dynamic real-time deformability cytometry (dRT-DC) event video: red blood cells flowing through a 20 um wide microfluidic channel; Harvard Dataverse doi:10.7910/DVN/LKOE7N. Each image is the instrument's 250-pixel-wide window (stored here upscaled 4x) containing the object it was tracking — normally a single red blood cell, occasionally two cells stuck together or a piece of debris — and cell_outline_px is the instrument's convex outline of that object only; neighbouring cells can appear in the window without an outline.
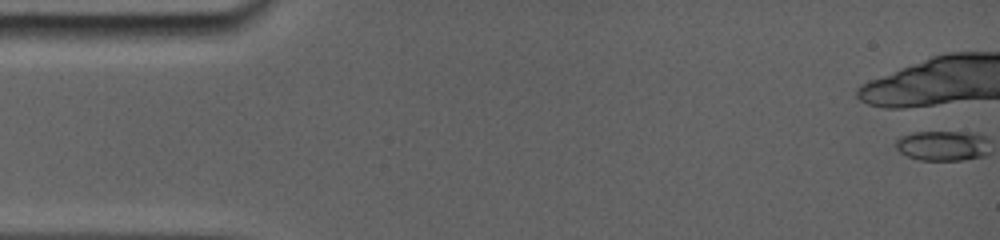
{"species": "common noctule bat (a hibernating species)", "species_latin": "Nyctalus noctula", "temperature_condition": "room temperature", "stored_images_in_passage": 5, "camera_frame_rate_fps": 5000, "um_per_image_px": 0.085, "animal": {"sex": "female", "body_mass_g": 19.0, "forearm_length_mm": 56.7}, "frame": {"image": 1, "passage_image": 1, "time_ms": 0.0, "image_size_px": [1000, 240], "cell_outline_px": [[984, 140], [976, 156], [960, 160], [924, 160], [912, 156], [904, 152], [900, 148], [900, 140], [904, 136], [920, 132], [956, 132], [984, 136]], "centroid_in_image_um": [80.05, 12.37], "position_along_channel_um": 5.0, "area_um2": 14.45}}